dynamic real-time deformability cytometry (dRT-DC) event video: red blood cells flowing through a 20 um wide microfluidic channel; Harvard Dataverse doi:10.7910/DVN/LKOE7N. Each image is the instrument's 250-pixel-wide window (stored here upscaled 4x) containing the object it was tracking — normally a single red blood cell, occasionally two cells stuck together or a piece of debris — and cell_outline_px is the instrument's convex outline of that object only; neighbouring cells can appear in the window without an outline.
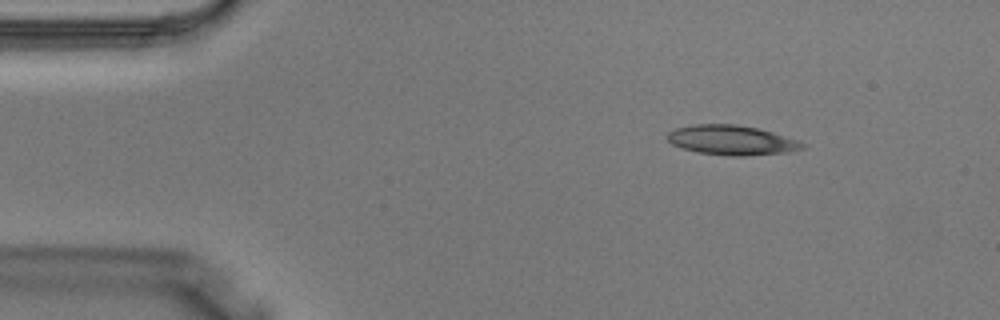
{"species": "Egyptian fruit bat (a non-hibernating species)", "species_latin": "Rousettus aegyptiacus", "temperature_condition": "warm", "stored_images_in_passage": 4, "camera_frame_rate_fps": 3000, "um_per_image_px": 0.085, "animal": {"sex": "male"}, "frame": {"image": 1, "passage_image": 2, "time_ms": 0.333, "image_size_px": [1000, 320], "cell_outline_px": [[808, 144], [804, 148], [788, 152], [744, 156], [728, 156], [696, 152], [680, 148], [672, 144], [664, 136], [668, 132], [676, 128], [692, 124], [736, 124], [756, 128], [772, 132]], "centroid_in_image_um": [62.14, 11.92], "position_along_channel_um": 22.9, "area_um2": 23.52}}